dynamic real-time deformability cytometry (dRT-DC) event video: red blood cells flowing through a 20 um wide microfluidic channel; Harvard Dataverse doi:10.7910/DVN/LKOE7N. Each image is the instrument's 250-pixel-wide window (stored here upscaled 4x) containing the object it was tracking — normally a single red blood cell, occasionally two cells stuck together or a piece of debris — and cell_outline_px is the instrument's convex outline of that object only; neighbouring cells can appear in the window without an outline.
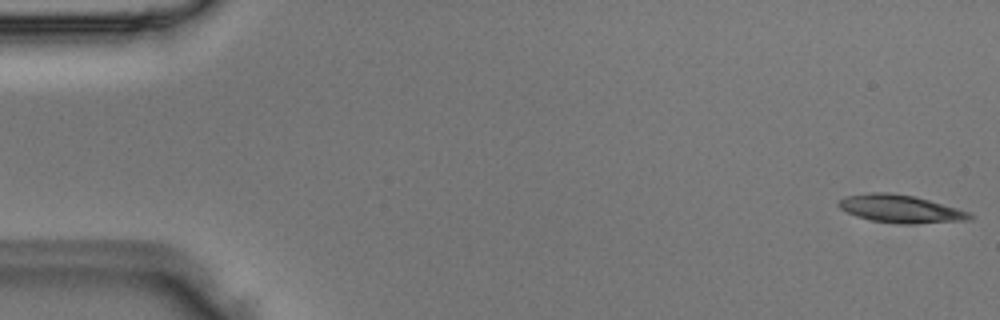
{"species": "Egyptian fruit bat (a non-hibernating species)", "species_latin": "Rousettus aegyptiacus", "temperature_condition": "room temperature", "stored_images_in_passage": 3, "camera_frame_rate_fps": 3000, "um_per_image_px": 0.085, "animal": {"sex": "male"}, "frame": {"image": 1, "passage_image": 1, "time_ms": 0.0, "image_size_px": [1000, 320], "cell_outline_px": [[976, 216], [972, 220], [912, 224], [900, 224], [872, 220], [856, 216], [840, 208], [836, 204], [840, 200], [848, 196], [868, 192], [888, 192], [916, 196], [956, 208], [968, 212]], "centroid_in_image_um": [76.57, 17.75], "position_along_channel_um": 8.4, "area_um2": 21.27}}